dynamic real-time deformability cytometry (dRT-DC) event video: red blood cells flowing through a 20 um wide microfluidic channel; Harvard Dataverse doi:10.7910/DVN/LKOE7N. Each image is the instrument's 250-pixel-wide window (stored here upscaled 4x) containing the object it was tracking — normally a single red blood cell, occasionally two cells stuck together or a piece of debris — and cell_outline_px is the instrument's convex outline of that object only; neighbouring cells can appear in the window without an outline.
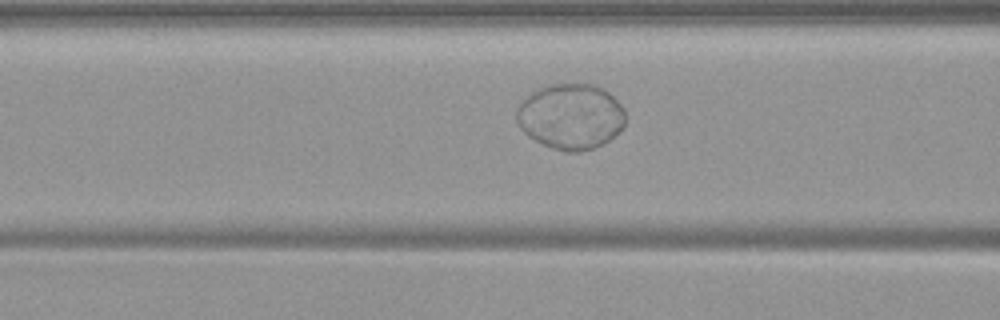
{"species": "common noctule bat (a hibernating species)", "species_latin": "Nyctalus noctula", "temperature_condition": "warm", "stored_images_in_passage": 55, "camera_frame_rate_fps": 3000, "um_per_image_px": 0.085, "animal": {"sex": "female", "body_mass_g": 19.9}, "frame": {"image": 1, "passage_image": 23, "time_ms": 7.333, "image_size_px": [1000, 320], "cell_outline_px": [[624, 124], [620, 132], [604, 144], [580, 152], [564, 152], [552, 148], [528, 136], [520, 128], [516, 120], [516, 108], [532, 92], [540, 88], [552, 84], [592, 84], [608, 92], [624, 108]], "centroid_in_image_um": [48.51, 9.92], "position_along_channel_um": 118.1, "area_um2": 41.5}}
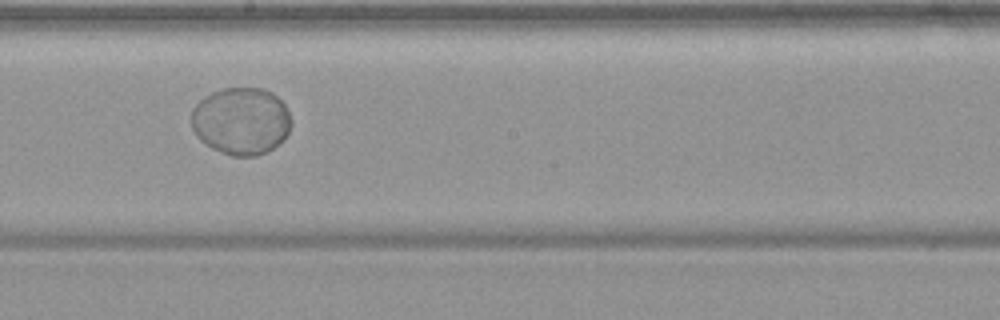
{"frame": {"image": 2, "passage_image": 32, "time_ms": 10.333, "image_size_px": [1000, 320], "cell_outline_px": [[292, 124], [288, 132], [272, 148], [256, 156], [232, 156], [220, 152], [212, 148], [200, 140], [192, 128], [192, 108], [200, 100], [212, 92], [224, 88], [260, 88], [272, 92], [284, 104], [292, 120]], "centroid_in_image_um": [20.48, 10.28], "position_along_channel_um": 227.7, "area_um2": 38.96}}
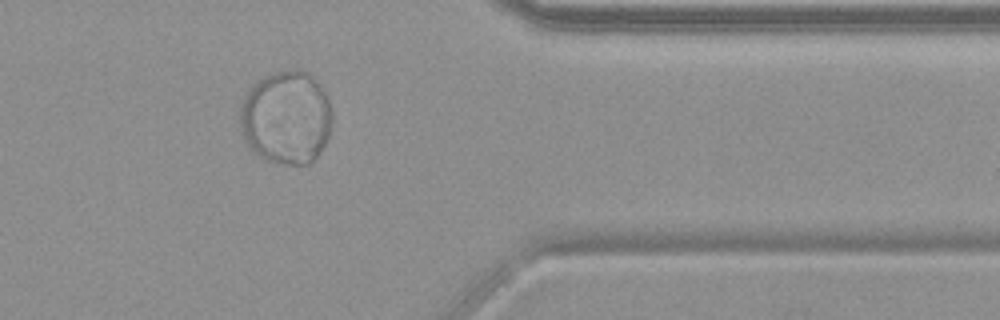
{"frame": {"image": 3, "passage_image": 46, "time_ms": 15.0, "image_size_px": [1000, 320], "cell_outline_px": [[332, 124], [328, 136], [324, 144], [316, 156], [308, 164], [284, 164], [268, 160], [256, 156], [252, 152], [244, 140], [240, 124], [240, 108], [244, 96], [256, 80], [264, 76], [276, 72], [292, 68], [300, 68], [308, 72], [320, 84], [328, 100], [332, 112]], "centroid_in_image_um": [24.32, 9.97], "position_along_channel_um": 387.1, "area_um2": 50.58}}